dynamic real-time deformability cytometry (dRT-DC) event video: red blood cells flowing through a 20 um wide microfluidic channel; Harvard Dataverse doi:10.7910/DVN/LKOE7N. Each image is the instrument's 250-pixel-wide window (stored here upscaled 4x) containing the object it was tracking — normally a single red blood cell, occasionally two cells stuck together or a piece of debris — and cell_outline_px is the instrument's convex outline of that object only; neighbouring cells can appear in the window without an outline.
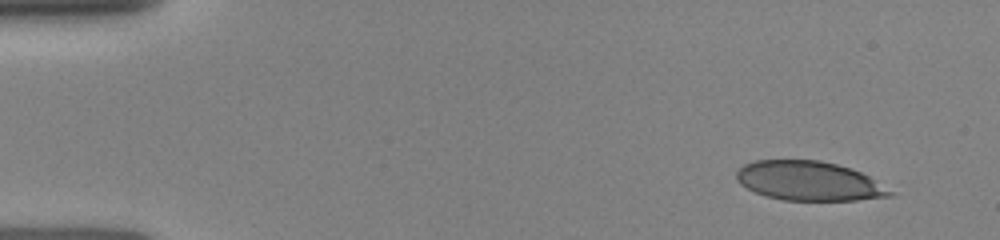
{"species": "human", "species_latin": "Homo sapiens", "temperature_condition": "room temperature", "stored_images_in_passage": 60, "camera_frame_rate_fps": 3000, "um_per_image_px": 0.085, "donor": {"sex": "female"}, "frame": {"image": 1, "passage_image": 1, "time_ms": 0.0, "image_size_px": [1000, 240], "cell_outline_px": [[896, 192], [892, 196], [856, 200], [784, 200], [768, 196], [756, 192], [740, 184], [736, 180], [736, 172], [744, 164], [756, 160], [820, 160], [836, 164], [860, 172], [868, 176]], "centroid_in_image_um": [68.77, 15.38], "position_along_channel_um": 16.2, "area_um2": 34.97}}
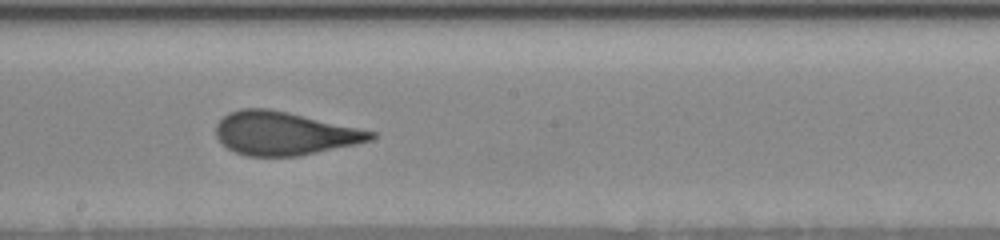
{"frame": {"image": 2, "passage_image": 27, "time_ms": 7.667, "image_size_px": [1000, 240], "cell_outline_px": [[376, 136], [372, 140], [356, 144], [300, 156], [248, 156], [236, 152], [228, 148], [216, 136], [216, 124], [228, 112], [240, 108], [268, 108], [376, 132]], "centroid_in_image_um": [24.14, 11.34], "position_along_channel_um": 224.1, "area_um2": 38.78}}
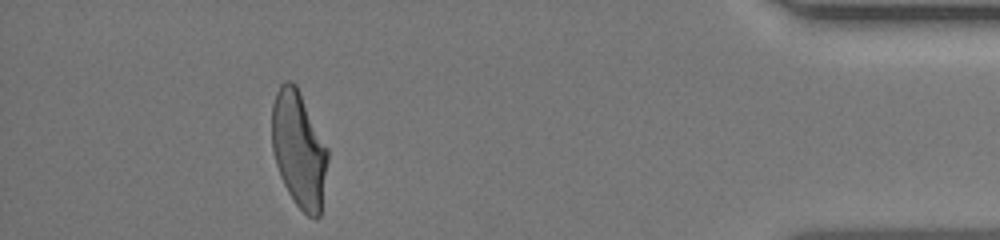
{"frame": {"image": 3, "passage_image": 53, "time_ms": 13.333, "image_size_px": [1000, 240], "cell_outline_px": [[328, 160], [320, 216], [316, 220], [308, 216], [296, 204], [288, 192], [280, 176], [276, 164], [272, 148], [272, 104], [276, 92], [280, 84], [284, 80], [292, 80], [296, 84], [328, 148]], "centroid_in_image_um": [25.4, 12.68], "position_along_channel_um": 409.8, "area_um2": 37.92}}